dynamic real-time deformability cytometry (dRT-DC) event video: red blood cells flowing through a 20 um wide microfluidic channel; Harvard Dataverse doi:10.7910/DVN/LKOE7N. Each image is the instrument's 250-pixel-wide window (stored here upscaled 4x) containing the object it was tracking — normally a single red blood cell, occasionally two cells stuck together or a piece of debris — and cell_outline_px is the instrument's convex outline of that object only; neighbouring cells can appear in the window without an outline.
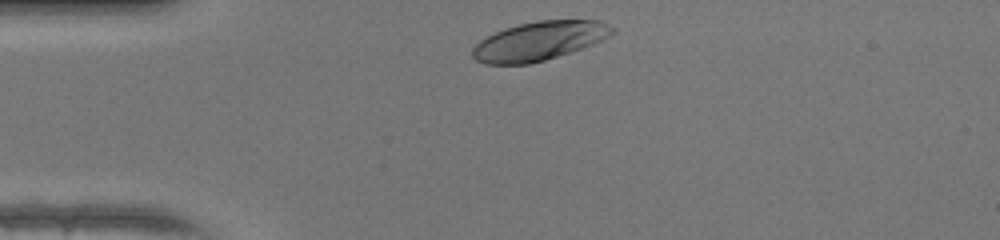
{"species": "human", "species_latin": "Homo sapiens", "temperature_condition": "warm", "stored_images_in_passage": 29, "camera_frame_rate_fps": 3000, "um_per_image_px": 0.085, "donor": {"sex": "female"}, "frame": {"image": 1, "passage_image": 2, "time_ms": 0.333, "image_size_px": [1000, 240], "cell_outline_px": [[616, 32], [592, 44], [544, 60], [528, 64], [484, 64], [476, 60], [472, 56], [472, 48], [480, 40], [504, 28], [536, 20], [600, 20], [616, 28]], "centroid_in_image_um": [45.82, 3.47], "position_along_channel_um": 39.2, "area_um2": 31.39}}
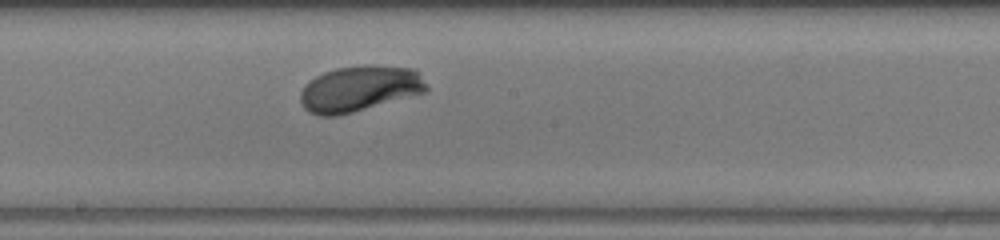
{"frame": {"image": 2, "passage_image": 17, "time_ms": 5.333, "image_size_px": [1000, 240], "cell_outline_px": [[428, 92], [352, 112], [336, 116], [320, 116], [308, 112], [304, 108], [300, 100], [300, 92], [304, 84], [308, 80], [324, 72], [336, 68], [364, 64], [376, 64], [416, 68], [420, 72], [428, 84]], "centroid_in_image_um": [30.6, 7.51], "position_along_channel_um": 217.6, "area_um2": 34.39}}
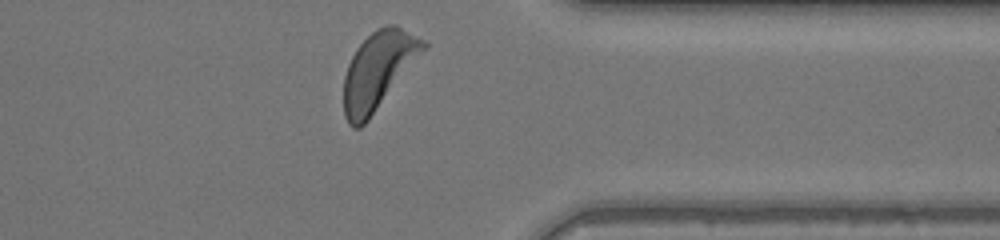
{"frame": {"image": 3, "passage_image": 29, "time_ms": 9.333, "image_size_px": [1000, 240], "cell_outline_px": [[428, 48], [368, 120], [360, 128], [352, 128], [348, 124], [344, 116], [344, 76], [348, 64], [356, 48], [376, 28], [388, 24], [396, 24], [428, 40]], "centroid_in_image_um": [32.19, 5.95], "position_along_channel_um": 379.2, "area_um2": 36.3}, "authors_computed_cell_mechanics": {"area_um2": 32.5992, "velocity_mm_per_s": 4.2472, "shape_relaxation_time_tau1_ms": 1.8447, "shape_relaxation_time_tau2_ms": null, "deformation_change_tau1": 0.1451, "deformation_change_tau2": null}}